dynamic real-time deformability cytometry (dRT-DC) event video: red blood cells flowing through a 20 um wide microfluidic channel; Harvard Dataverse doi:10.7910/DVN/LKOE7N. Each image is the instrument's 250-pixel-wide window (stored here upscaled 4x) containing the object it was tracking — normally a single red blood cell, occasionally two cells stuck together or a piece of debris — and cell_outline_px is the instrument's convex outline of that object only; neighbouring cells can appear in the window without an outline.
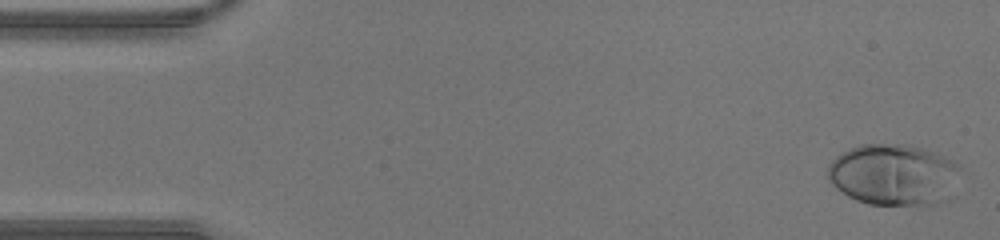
{"species": "human", "species_latin": "Homo sapiens", "temperature_condition": "warm", "stored_images_in_passage": 44, "camera_frame_rate_fps": 3000, "um_per_image_px": 0.085, "donor": {"sex": "male"}, "frame": {"image": 1, "passage_image": 1, "time_ms": 0.0, "image_size_px": [1000, 240], "cell_outline_px": [[960, 168], [956, 196], [952, 200], [940, 204], [868, 204], [856, 200], [848, 196], [836, 188], [828, 180], [828, 164], [836, 156], [848, 148], [860, 144], [904, 144], [936, 152], [960, 164]], "centroid_in_image_um": [76.03, 14.86], "position_along_channel_um": 9.0, "area_um2": 48.38}}
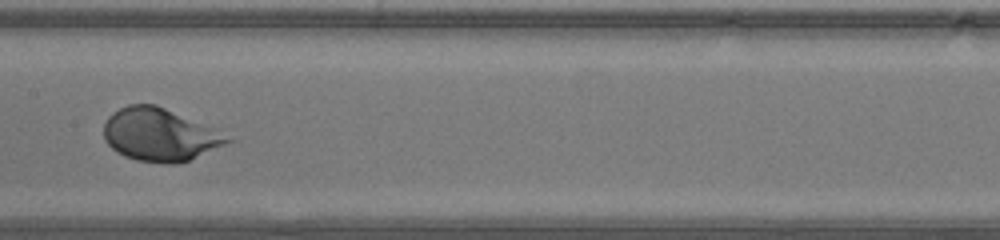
{"frame": {"image": 2, "passage_image": 22, "time_ms": 7.0, "image_size_px": [1000, 240], "cell_outline_px": [[232, 140], [224, 144], [188, 160], [176, 164], [164, 164], [136, 160], [124, 156], [116, 152], [104, 140], [104, 124], [108, 116], [112, 112], [128, 104], [156, 104], [216, 128]], "centroid_in_image_um": [13.53, 11.44], "position_along_channel_um": 193.9, "area_um2": 37.97}}
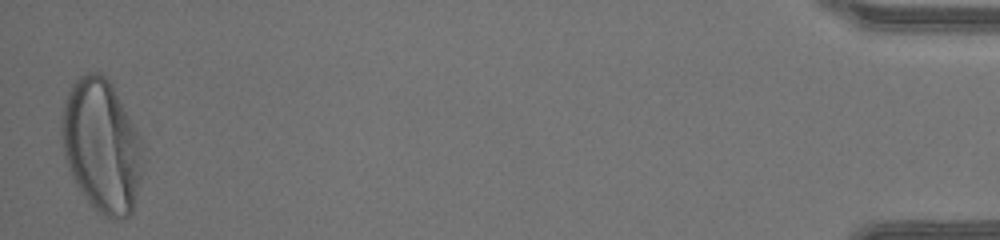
{"frame": {"image": 3, "passage_image": 44, "time_ms": 14.333, "image_size_px": [1000, 240], "cell_outline_px": [[144, 152], [140, 176], [132, 212], [124, 220], [112, 220], [104, 216], [88, 204], [76, 184], [68, 168], [64, 156], [60, 132], [60, 120], [64, 100], [72, 84], [80, 76], [88, 72], [100, 72], [112, 84], [140, 136], [144, 144]], "centroid_in_image_um": [8.62, 12.41], "position_along_channel_um": 426.6, "area_um2": 63.52}}